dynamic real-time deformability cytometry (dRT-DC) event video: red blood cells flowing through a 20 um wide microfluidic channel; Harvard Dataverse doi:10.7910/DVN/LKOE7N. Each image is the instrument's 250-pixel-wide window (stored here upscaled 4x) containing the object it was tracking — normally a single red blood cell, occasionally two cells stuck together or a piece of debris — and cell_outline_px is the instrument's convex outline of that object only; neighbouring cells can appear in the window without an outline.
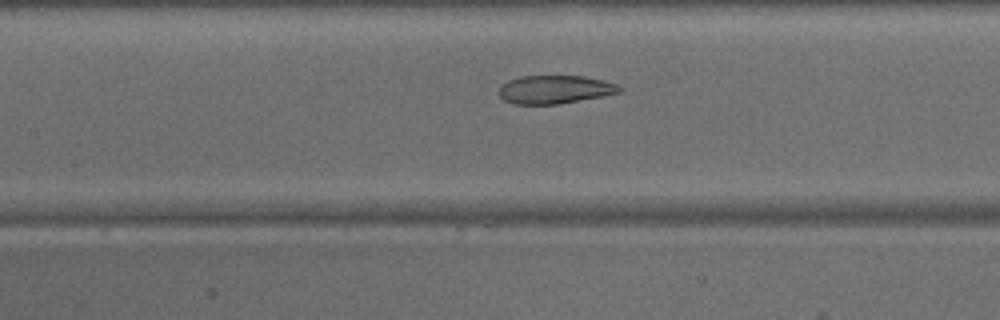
{"species": "common noctule bat (a hibernating species)", "species_latin": "Nyctalus noctula", "temperature_condition": "warm", "stored_images_in_passage": 40, "camera_frame_rate_fps": 3000, "um_per_image_px": 0.085, "animal": {"sex": "male", "body_mass_g": 15.6}, "frame": {"image": 1, "passage_image": 14, "time_ms": 4.333, "image_size_px": [1000, 320], "cell_outline_px": [[620, 92], [600, 96], [556, 104], [512, 104], [504, 100], [500, 96], [500, 84], [508, 80], [520, 76], [584, 76], [604, 80], [616, 84], [620, 88]], "centroid_in_image_um": [47.1, 7.59], "position_along_channel_um": 160.3, "area_um2": 19.65}}
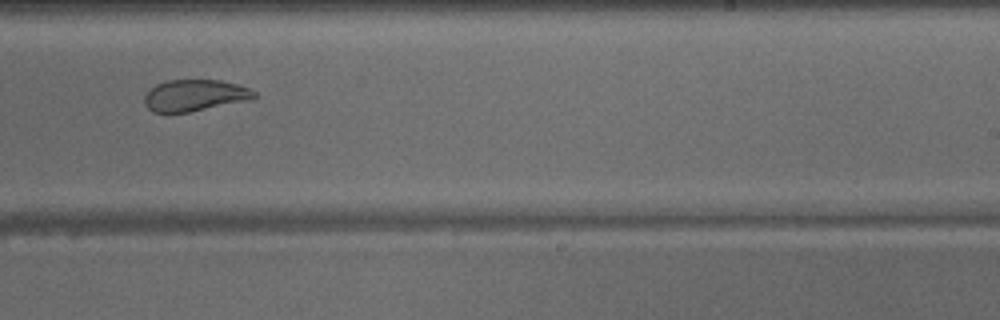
{"frame": {"image": 2, "passage_image": 22, "time_ms": 7.0, "image_size_px": [1000, 320], "cell_outline_px": [[256, 96], [240, 100], [188, 112], [152, 112], [144, 104], [144, 96], [156, 84], [168, 80], [220, 80], [236, 84], [248, 88], [256, 92]], "centroid_in_image_um": [16.45, 8.09], "position_along_channel_um": 272.5, "area_um2": 19.42}}
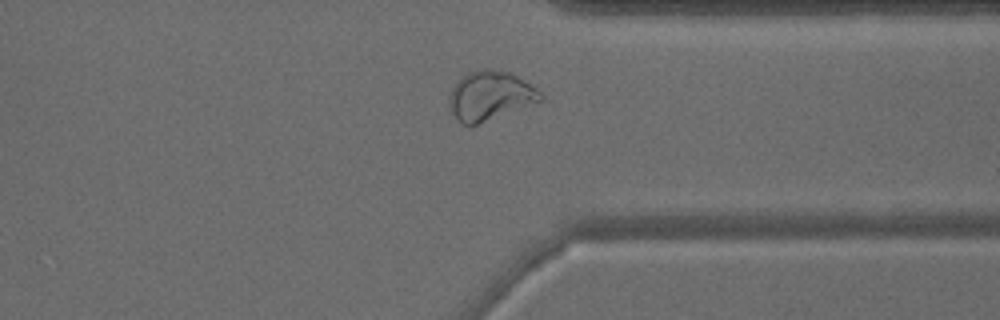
{"frame": {"image": 3, "passage_image": 29, "time_ms": 9.333, "image_size_px": [1000, 320], "cell_outline_px": [[544, 100], [476, 124], [460, 124], [456, 120], [452, 112], [448, 100], [448, 96], [456, 80], [460, 76], [468, 72], [480, 68], [488, 68], [508, 72], [524, 80], [536, 88], [544, 96]], "centroid_in_image_um": [41.62, 8.11], "position_along_channel_um": 369.8, "area_um2": 26.18}}